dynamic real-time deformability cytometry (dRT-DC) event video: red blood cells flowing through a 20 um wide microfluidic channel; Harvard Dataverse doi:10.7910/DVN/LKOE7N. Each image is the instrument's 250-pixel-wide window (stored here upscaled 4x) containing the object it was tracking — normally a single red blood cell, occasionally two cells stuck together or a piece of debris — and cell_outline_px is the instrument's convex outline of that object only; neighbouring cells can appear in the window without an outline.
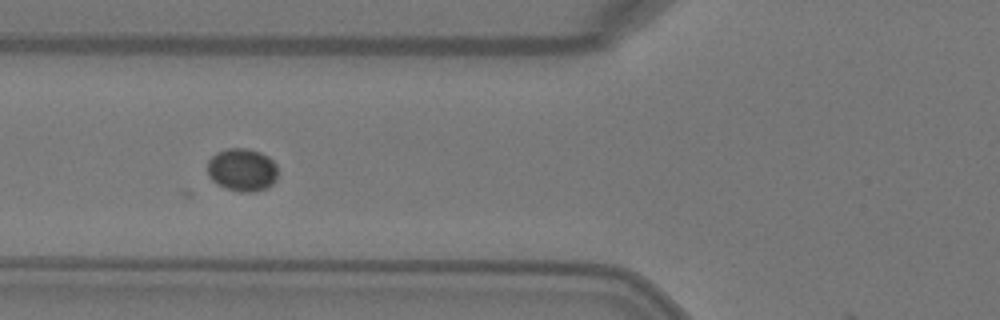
{"species": "Egyptian fruit bat (a non-hibernating species)", "species_latin": "Rousettus aegyptiacus", "temperature_condition": "warm", "stored_images_in_passage": 3, "camera_frame_rate_fps": 3000, "um_per_image_px": 0.085, "animal": {"sex": "female"}, "frame": {"image": 1, "passage_image": 2, "time_ms": 0.333, "image_size_px": [1000, 320], "cell_outline_px": [[276, 180], [268, 188], [256, 192], [240, 192], [216, 184], [208, 176], [208, 160], [216, 152], [228, 148], [248, 148], [260, 152], [268, 156], [276, 164]], "centroid_in_image_um": [20.58, 14.43], "position_along_channel_um": 105.2, "area_um2": 17.74}}
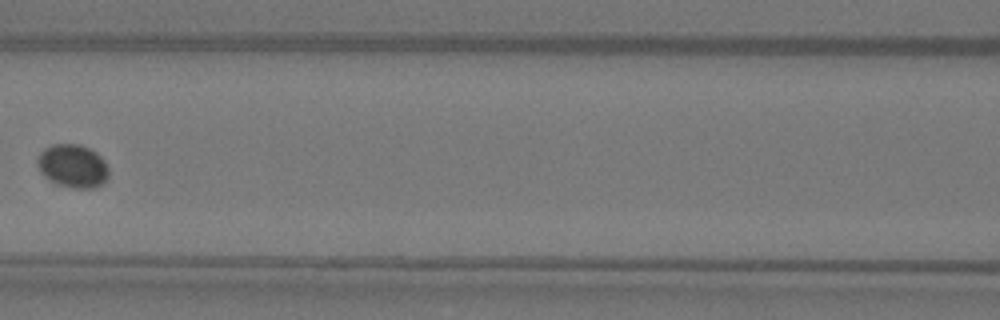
{"frame": {"image": 2, "passage_image": 3, "time_ms": 0.667, "image_size_px": [1000, 320], "cell_outline_px": [[108, 180], [104, 184], [92, 188], [72, 188], [56, 184], [48, 180], [40, 172], [36, 160], [40, 152], [44, 148], [52, 144], [80, 144], [96, 152], [104, 160], [108, 168]], "centroid_in_image_um": [6.18, 14.12], "position_along_channel_um": 160.4, "area_um2": 18.26}}